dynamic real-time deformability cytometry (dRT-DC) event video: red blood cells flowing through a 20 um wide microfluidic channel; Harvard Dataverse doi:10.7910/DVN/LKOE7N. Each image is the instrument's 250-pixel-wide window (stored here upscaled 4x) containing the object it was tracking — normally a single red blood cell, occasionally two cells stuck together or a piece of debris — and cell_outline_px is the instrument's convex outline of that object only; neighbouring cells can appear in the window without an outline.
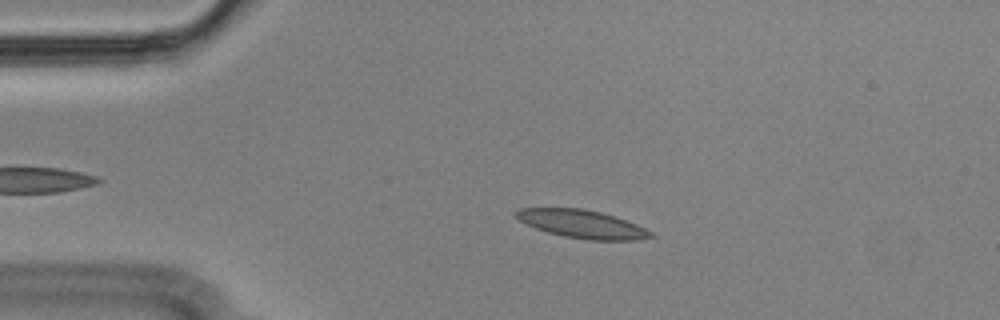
{"species": "Egyptian fruit bat (a non-hibernating species)", "species_latin": "Rousettus aegyptiacus", "temperature_condition": "cold", "stored_images_in_passage": 46, "camera_frame_rate_fps": 3000, "um_per_image_px": 0.085, "animal": {"sex": "male"}, "frame": {"image": 1, "passage_image": 11, "time_ms": 3.333, "image_size_px": [1000, 320], "cell_outline_px": [[656, 236], [636, 240], [588, 240], [564, 236], [548, 232], [536, 228], [520, 220], [516, 216], [516, 212], [520, 208], [584, 208], [600, 212], [636, 224], [652, 232]], "centroid_in_image_um": [49.5, 19.05], "position_along_channel_um": 35.5, "area_um2": 21.73}}
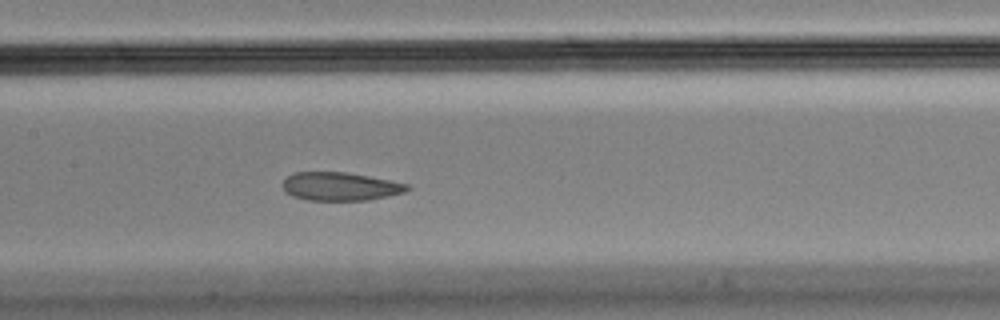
{"frame": {"image": 2, "passage_image": 26, "time_ms": 8.333, "image_size_px": [1000, 320], "cell_outline_px": [[412, 188], [404, 192], [388, 196], [368, 200], [308, 200], [292, 196], [284, 192], [280, 184], [288, 176], [296, 172], [344, 172], [368, 176], [408, 184]], "centroid_in_image_um": [28.88, 15.85], "position_along_channel_um": 178.5, "area_um2": 20.58}}
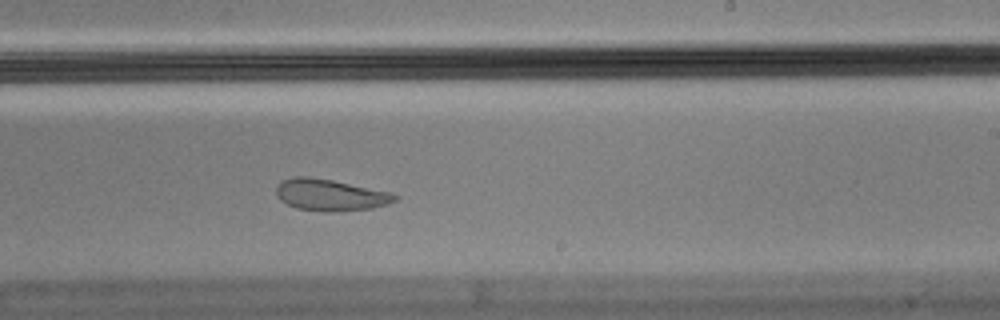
{"frame": {"image": 3, "passage_image": 33, "time_ms": 10.667, "image_size_px": [1000, 320], "cell_outline_px": [[400, 196], [396, 200], [372, 208], [332, 212], [324, 212], [296, 208], [280, 200], [276, 196], [276, 188], [280, 180], [292, 176], [308, 176], [332, 180], [392, 192]], "centroid_in_image_um": [28.03, 16.56], "position_along_channel_um": 261.0, "area_um2": 22.02}, "authors_computed_cell_mechanics": {"area_um2": 22.0507, "velocity_mm_per_s": 3.5442, "shape_relaxation_time_tau1_ms": null, "shape_relaxation_time_tau2_ms": 1.7915, "deformation_change_tau1": null, "deformation_change_tau2": 0.0797}}